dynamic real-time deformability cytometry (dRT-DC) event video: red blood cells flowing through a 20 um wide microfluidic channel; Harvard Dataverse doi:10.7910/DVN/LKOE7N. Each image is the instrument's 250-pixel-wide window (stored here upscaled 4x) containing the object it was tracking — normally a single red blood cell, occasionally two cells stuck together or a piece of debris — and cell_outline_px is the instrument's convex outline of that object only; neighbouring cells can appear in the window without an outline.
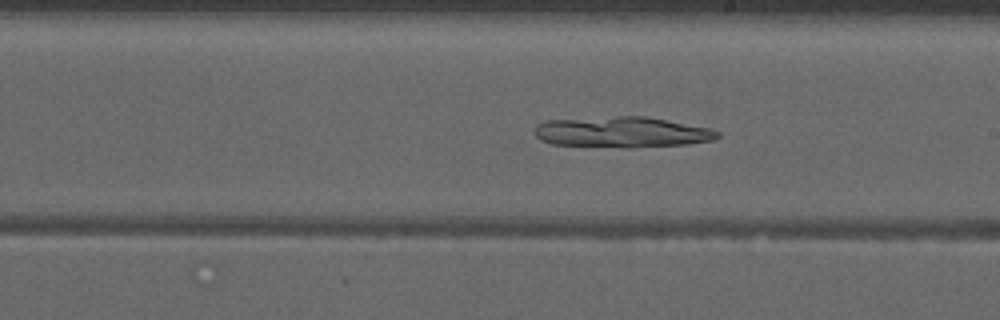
{"species": "common noctule bat (a hibernating species)", "species_latin": "Nyctalus noctula", "temperature_condition": "warm", "stored_images_in_passage": 36, "camera_frame_rate_fps": 3000, "um_per_image_px": 0.085, "animal": {"sex": "male", "forearm_length_mm": 52.5}, "frame": {"image": 1, "passage_image": 30, "time_ms": 9.667, "image_size_px": [1000, 320], "cell_outline_px": [[720, 136], [712, 140], [688, 144], [632, 148], [624, 148], [552, 144], [540, 140], [532, 132], [536, 124], [544, 120], [616, 116], [644, 116], [712, 128], [720, 132]], "centroid_in_image_um": [52.84, 11.23], "position_along_channel_um": 236.2, "area_um2": 33.29}}